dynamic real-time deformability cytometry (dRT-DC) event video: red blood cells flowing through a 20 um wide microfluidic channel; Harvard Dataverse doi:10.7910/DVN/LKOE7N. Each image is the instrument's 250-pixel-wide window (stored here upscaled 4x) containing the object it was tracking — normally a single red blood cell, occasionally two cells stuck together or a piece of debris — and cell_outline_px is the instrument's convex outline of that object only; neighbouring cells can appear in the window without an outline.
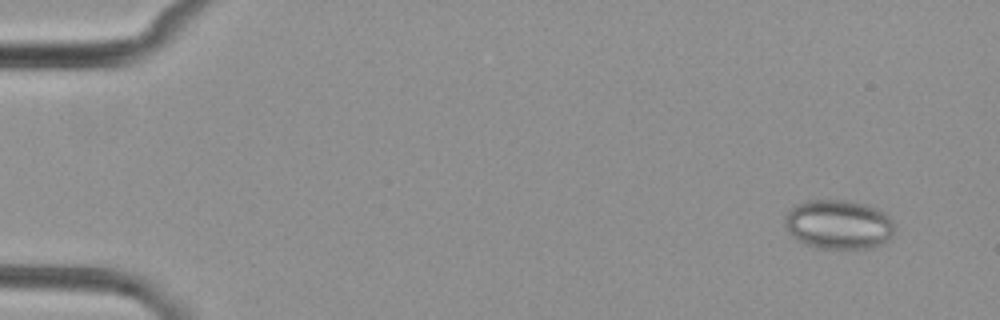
{"species": "common noctule bat (a hibernating species)", "species_latin": "Nyctalus noctula", "temperature_condition": "cold", "stored_images_in_passage": 4, "camera_frame_rate_fps": 3000, "um_per_image_px": 0.085, "animal": {"sex": "female", "body_mass_g": 29.2, "forearm_length_mm": 56.3}, "frame": {"image": 1, "passage_image": 1, "time_ms": 0.0, "image_size_px": [1000, 320], "cell_outline_px": [[896, 232], [888, 240], [872, 248], [816, 248], [804, 244], [784, 224], [784, 216], [792, 208], [808, 200], [852, 200], [868, 204], [884, 212], [892, 220], [896, 228]], "centroid_in_image_um": [71.35, 19.07], "position_along_channel_um": 13.7, "area_um2": 31.56}}